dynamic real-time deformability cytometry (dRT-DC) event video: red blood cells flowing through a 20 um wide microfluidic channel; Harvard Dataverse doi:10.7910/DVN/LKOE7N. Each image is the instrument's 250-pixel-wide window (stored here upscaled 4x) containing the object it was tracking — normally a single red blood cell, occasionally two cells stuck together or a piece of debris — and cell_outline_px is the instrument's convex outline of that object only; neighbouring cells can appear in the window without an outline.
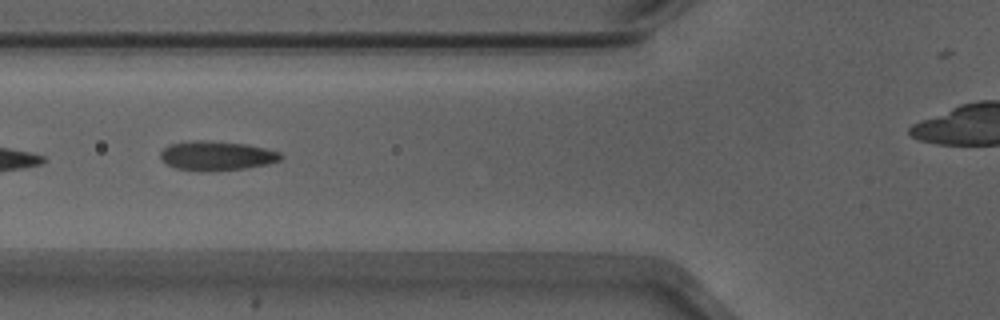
{"species": "Egyptian fruit bat (a non-hibernating species)", "species_latin": "Rousettus aegyptiacus", "temperature_condition": "warm", "stored_images_in_passage": 7, "camera_frame_rate_fps": 3000, "um_per_image_px": 0.085, "animal": {"sex": "male"}, "frame": {"image": 1, "passage_image": 4, "time_ms": 1.0, "image_size_px": [1000, 320], "cell_outline_px": [[284, 156], [280, 160], [268, 164], [244, 168], [200, 172], [176, 168], [168, 164], [160, 156], [160, 152], [168, 144], [196, 140], [208, 140], [244, 144], [264, 148], [280, 152]], "centroid_in_image_um": [18.41, 13.24], "position_along_channel_um": 107.4, "area_um2": 20.52}}